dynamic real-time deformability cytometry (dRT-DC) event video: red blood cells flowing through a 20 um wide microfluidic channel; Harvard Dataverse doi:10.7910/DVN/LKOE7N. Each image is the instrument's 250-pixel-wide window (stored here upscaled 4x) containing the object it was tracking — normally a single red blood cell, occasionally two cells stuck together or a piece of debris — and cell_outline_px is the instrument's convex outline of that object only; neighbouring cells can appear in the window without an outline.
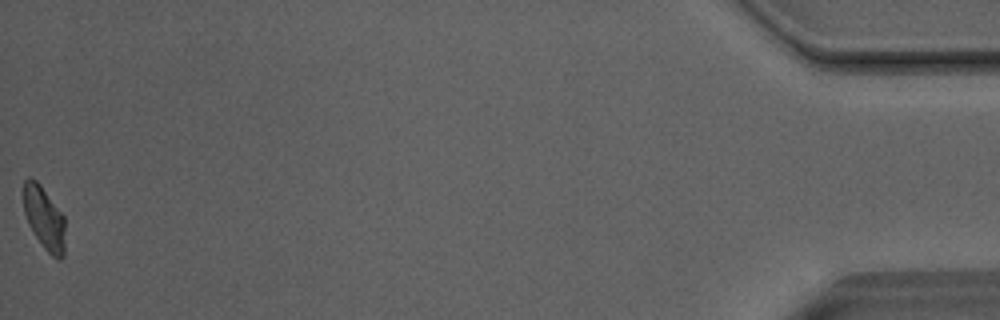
{"species": "Egyptian fruit bat (a non-hibernating species)", "species_latin": "Rousettus aegyptiacus", "temperature_condition": "room temperature", "stored_images_in_passage": 43, "camera_frame_rate_fps": 3000, "um_per_image_px": 0.085, "animal": {"sex": "male"}, "frame": {"image": 1, "passage_image": 43, "time_ms": 14.0, "image_size_px": [1000, 320], "cell_outline_px": [[64, 256], [60, 260], [56, 260], [44, 248], [28, 224], [24, 212], [24, 180], [28, 176], [32, 176], [40, 184], [64, 216]], "centroid_in_image_um": [3.76, 18.54], "position_along_channel_um": 431.4, "area_um2": 15.26}, "authors_computed_cell_mechanics": {"area_um2": 16.5886, "velocity_mm_per_s": 4.0488, "shape_relaxation_time_tau1_ms": 7.3557, "shape_relaxation_time_tau2_ms": 2.1388, "deformation_change_tau1": 0.2266, "deformation_change_tau2": 0.084}}